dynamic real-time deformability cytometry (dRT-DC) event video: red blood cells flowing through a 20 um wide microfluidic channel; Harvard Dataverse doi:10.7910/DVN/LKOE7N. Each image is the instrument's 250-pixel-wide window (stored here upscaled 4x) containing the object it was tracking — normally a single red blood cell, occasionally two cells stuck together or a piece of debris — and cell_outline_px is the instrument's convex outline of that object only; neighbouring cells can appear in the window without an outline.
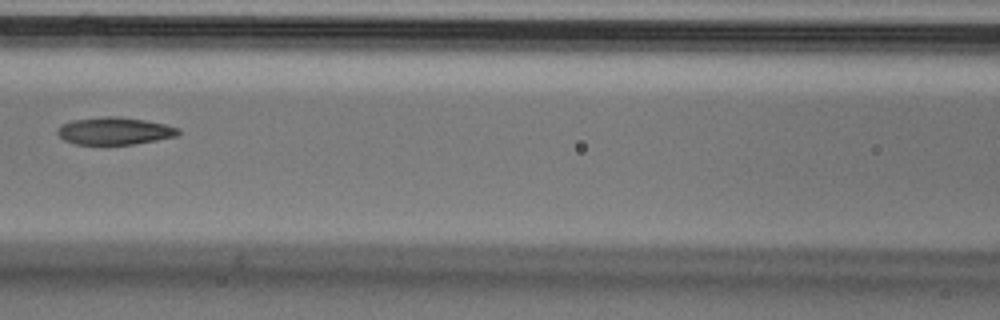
{"species": "Egyptian fruit bat (a non-hibernating species)", "species_latin": "Rousettus aegyptiacus", "temperature_condition": "cold", "stored_images_in_passage": 7, "camera_frame_rate_fps": 3000, "um_per_image_px": 0.085, "animal": {"sex": "male"}, "frame": {"image": 1, "passage_image": 7, "time_ms": 2.0, "image_size_px": [1000, 320], "cell_outline_px": [[180, 132], [176, 136], [156, 140], [132, 144], [76, 144], [64, 140], [56, 132], [56, 128], [60, 124], [72, 120], [108, 116], [120, 116], [144, 120], [164, 124], [180, 128]], "centroid_in_image_um": [9.71, 11.12], "position_along_channel_um": 156.9, "area_um2": 19.25}}